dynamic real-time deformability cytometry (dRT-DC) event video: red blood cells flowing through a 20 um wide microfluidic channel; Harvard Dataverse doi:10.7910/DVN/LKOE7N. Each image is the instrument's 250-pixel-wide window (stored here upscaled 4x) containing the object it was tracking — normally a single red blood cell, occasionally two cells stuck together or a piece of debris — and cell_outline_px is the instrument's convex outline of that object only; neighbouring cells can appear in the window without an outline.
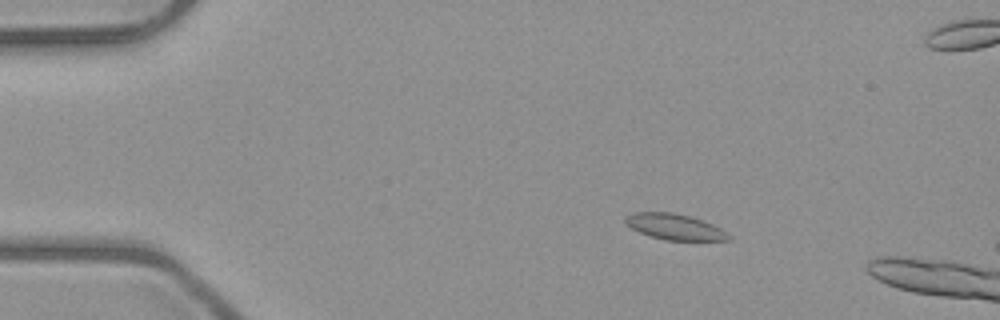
{"species": "common noctule bat (a hibernating species)", "species_latin": "Nyctalus noctula", "temperature_condition": "room temperature", "stored_images_in_passage": 4, "camera_frame_rate_fps": 3000, "um_per_image_px": 0.085, "animal": {"sex": "male", "body_mass_g": 23.1, "forearm_length_mm": 52.7}, "frame": {"image": 1, "passage_image": 1, "time_ms": 0.0, "image_size_px": [1000, 320], "cell_outline_px": [[732, 240], [664, 240], [640, 232], [632, 228], [624, 220], [624, 216], [632, 212], [672, 212], [688, 216], [712, 224], [720, 228], [732, 236]], "centroid_in_image_um": [57.35, 19.27], "position_along_channel_um": 27.7, "area_um2": 15.37}}